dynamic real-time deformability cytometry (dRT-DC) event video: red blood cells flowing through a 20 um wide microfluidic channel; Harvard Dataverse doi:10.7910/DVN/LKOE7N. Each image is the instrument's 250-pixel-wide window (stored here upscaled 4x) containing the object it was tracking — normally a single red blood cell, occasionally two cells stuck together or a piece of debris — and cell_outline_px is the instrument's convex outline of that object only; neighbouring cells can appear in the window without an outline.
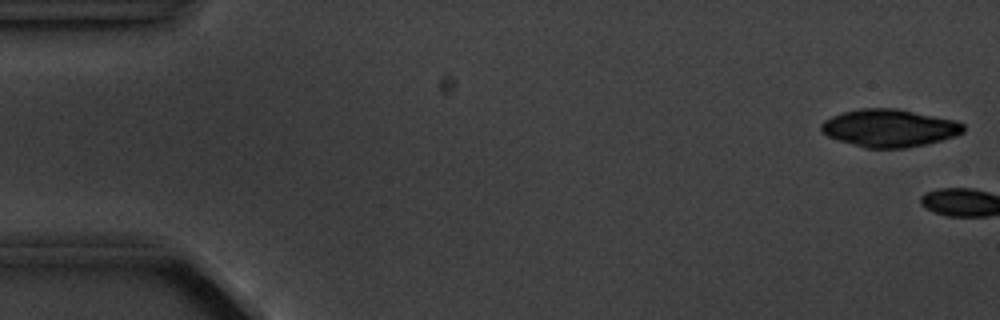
{"species": "common noctule bat (a hibernating species)", "species_latin": "Nyctalus noctula", "temperature_condition": "cold", "stored_images_in_passage": 6, "camera_frame_rate_fps": 3000, "um_per_image_px": 0.085, "animal": {"sex": "male", "body_mass_g": 20.1, "forearm_length_mm": 53.5}, "frame": {"image": 1, "passage_image": 1, "time_ms": 0.0, "image_size_px": [1000, 320], "cell_outline_px": [[964, 132], [928, 144], [908, 148], [864, 148], [828, 136], [820, 132], [820, 124], [824, 120], [832, 116], [844, 112], [860, 108], [900, 108], [956, 120], [964, 124]], "centroid_in_image_um": [75.59, 10.87], "position_along_channel_um": 9.4, "area_um2": 31.39}}